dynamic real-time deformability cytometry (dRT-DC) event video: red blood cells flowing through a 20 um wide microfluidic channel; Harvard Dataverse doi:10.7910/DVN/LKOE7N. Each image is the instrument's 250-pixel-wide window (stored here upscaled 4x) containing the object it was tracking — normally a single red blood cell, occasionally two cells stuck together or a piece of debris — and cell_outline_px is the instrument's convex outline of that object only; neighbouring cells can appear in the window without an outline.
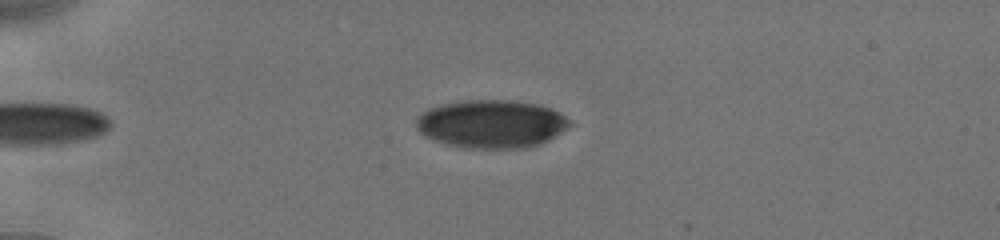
{"species": "human", "species_latin": "Homo sapiens", "temperature_condition": "cold", "stored_images_in_passage": 14, "camera_frame_rate_fps": 3000, "um_per_image_px": 0.085, "donor": {"sex": "male"}, "frame": {"image": 1, "passage_image": 1, "time_ms": 0.0, "image_size_px": [1000, 240], "cell_outline_px": [[572, 124], [568, 128], [548, 140], [540, 144], [528, 148], [468, 148], [448, 144], [432, 140], [420, 132], [416, 128], [416, 120], [428, 108], [440, 104], [464, 100], [508, 100], [536, 104], [552, 108], [560, 112], [572, 120]], "centroid_in_image_um": [41.8, 10.53], "position_along_channel_um": 43.2, "area_um2": 43.23}}
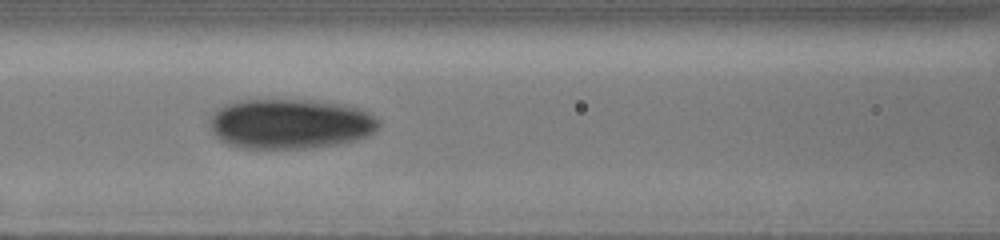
{"frame": {"image": 2, "passage_image": 7, "time_ms": 3.667, "image_size_px": [1000, 240], "cell_outline_px": [[380, 124], [376, 132], [368, 136], [356, 140], [316, 148], [240, 148], [228, 144], [220, 140], [212, 132], [212, 116], [224, 104], [236, 100], [308, 100], [344, 104], [360, 108], [376, 116], [380, 120]], "centroid_in_image_um": [24.73, 10.53], "position_along_channel_um": 141.9, "area_um2": 49.48}}
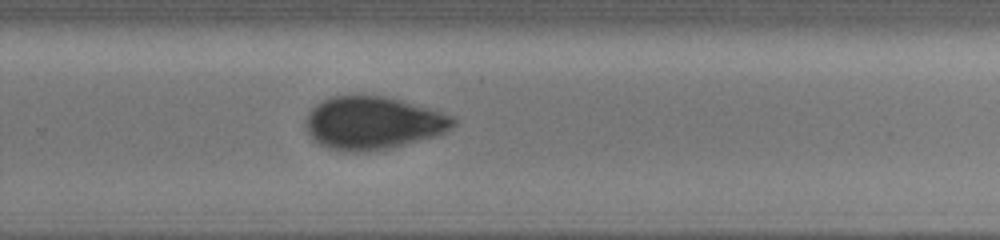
{"frame": {"image": 3, "passage_image": 14, "time_ms": 7.667, "image_size_px": [1000, 240], "cell_outline_px": [[456, 124], [452, 128], [436, 136], [392, 148], [364, 152], [352, 152], [328, 148], [320, 144], [308, 132], [304, 124], [304, 120], [308, 112], [316, 104], [332, 96], [384, 96], [400, 100], [456, 116]], "centroid_in_image_um": [31.72, 10.46], "position_along_channel_um": 298.1, "area_um2": 45.43}}